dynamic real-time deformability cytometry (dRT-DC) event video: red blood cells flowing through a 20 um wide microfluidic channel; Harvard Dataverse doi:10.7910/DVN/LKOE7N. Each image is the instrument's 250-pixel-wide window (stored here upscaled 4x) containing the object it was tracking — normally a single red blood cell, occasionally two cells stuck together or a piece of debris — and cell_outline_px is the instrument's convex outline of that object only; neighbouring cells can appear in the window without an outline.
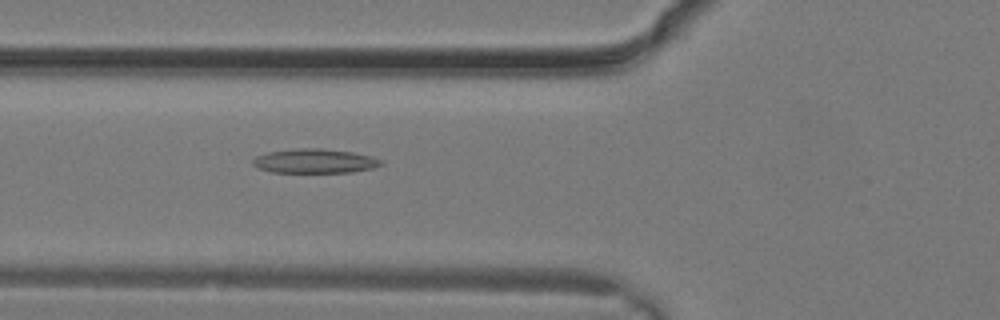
{"species": "common noctule bat (a hibernating species)", "species_latin": "Nyctalus noctula", "temperature_condition": "warm", "stored_images_in_passage": 2, "camera_frame_rate_fps": 3000, "um_per_image_px": 0.085, "animal": {"sex": "male", "body_mass_g": 19.2, "forearm_length_mm": 51.8}, "frame": {"image": 1, "passage_image": 2, "time_ms": 0.333, "image_size_px": [1000, 320], "cell_outline_px": [[384, 164], [372, 168], [352, 172], [272, 172], [260, 168], [252, 164], [252, 160], [256, 156], [268, 152], [292, 148], [320, 148], [352, 152], [372, 156], [384, 160]], "centroid_in_image_um": [26.78, 13.68], "position_along_channel_um": 99.0, "area_um2": 18.21}}